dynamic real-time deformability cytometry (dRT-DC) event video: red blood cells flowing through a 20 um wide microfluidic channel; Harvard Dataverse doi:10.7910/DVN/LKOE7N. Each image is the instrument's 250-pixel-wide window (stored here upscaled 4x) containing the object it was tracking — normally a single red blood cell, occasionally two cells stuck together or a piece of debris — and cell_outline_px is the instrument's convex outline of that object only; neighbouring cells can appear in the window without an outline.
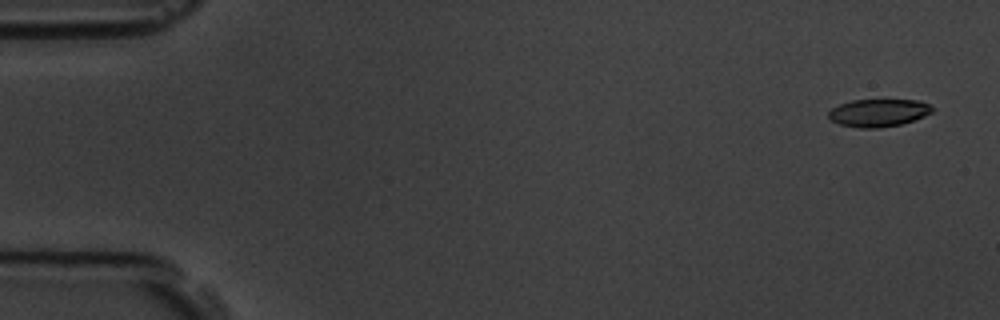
{"species": "common noctule bat (a hibernating species)", "species_latin": "Nyctalus noctula", "temperature_condition": "room temperature", "stored_images_in_passage": 4, "camera_frame_rate_fps": 3000, "um_per_image_px": 0.085, "animal": {"sex": "male", "body_mass_g": 19.5, "forearm_length_mm": 54.6}, "frame": {"image": 1, "passage_image": 1, "time_ms": 0.0, "image_size_px": [1000, 320], "cell_outline_px": [[932, 112], [924, 116], [900, 124], [880, 128], [860, 128], [840, 124], [832, 120], [828, 116], [828, 112], [832, 108], [840, 104], [852, 100], [916, 100], [928, 104], [932, 108]], "centroid_in_image_um": [74.64, 9.59], "position_along_channel_um": 10.4, "area_um2": 16.47}}
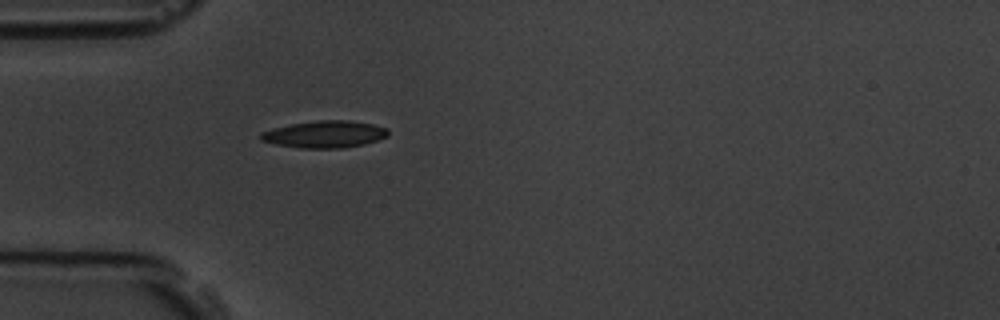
{"frame": {"image": 2, "passage_image": 4, "time_ms": 4.667, "image_size_px": [1000, 320], "cell_outline_px": [[388, 136], [364, 144], [340, 148], [300, 148], [276, 144], [260, 140], [260, 132], [272, 128], [292, 124], [316, 120], [348, 120], [372, 124], [388, 128]], "centroid_in_image_um": [27.58, 11.41], "position_along_channel_um": 57.4, "area_um2": 20.0}}